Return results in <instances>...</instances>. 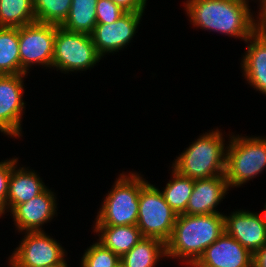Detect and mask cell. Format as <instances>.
Instances as JSON below:
<instances>
[{
  "label": "cell",
  "mask_w": 266,
  "mask_h": 267,
  "mask_svg": "<svg viewBox=\"0 0 266 267\" xmlns=\"http://www.w3.org/2000/svg\"><path fill=\"white\" fill-rule=\"evenodd\" d=\"M255 18L256 31L266 33V0L260 5L259 13Z\"/></svg>",
  "instance_id": "cell-29"
},
{
  "label": "cell",
  "mask_w": 266,
  "mask_h": 267,
  "mask_svg": "<svg viewBox=\"0 0 266 267\" xmlns=\"http://www.w3.org/2000/svg\"><path fill=\"white\" fill-rule=\"evenodd\" d=\"M93 228V231L99 234L98 242L120 258L144 238L137 225L93 226Z\"/></svg>",
  "instance_id": "cell-18"
},
{
  "label": "cell",
  "mask_w": 266,
  "mask_h": 267,
  "mask_svg": "<svg viewBox=\"0 0 266 267\" xmlns=\"http://www.w3.org/2000/svg\"><path fill=\"white\" fill-rule=\"evenodd\" d=\"M102 57L89 34L70 32L59 26L56 30L52 67L68 73L85 71L99 63Z\"/></svg>",
  "instance_id": "cell-7"
},
{
  "label": "cell",
  "mask_w": 266,
  "mask_h": 267,
  "mask_svg": "<svg viewBox=\"0 0 266 267\" xmlns=\"http://www.w3.org/2000/svg\"><path fill=\"white\" fill-rule=\"evenodd\" d=\"M229 185L225 175L194 180V188L189 198L187 215H208L220 213L216 211L217 205L228 193Z\"/></svg>",
  "instance_id": "cell-15"
},
{
  "label": "cell",
  "mask_w": 266,
  "mask_h": 267,
  "mask_svg": "<svg viewBox=\"0 0 266 267\" xmlns=\"http://www.w3.org/2000/svg\"><path fill=\"white\" fill-rule=\"evenodd\" d=\"M46 267H68V264H54V265L46 266Z\"/></svg>",
  "instance_id": "cell-31"
},
{
  "label": "cell",
  "mask_w": 266,
  "mask_h": 267,
  "mask_svg": "<svg viewBox=\"0 0 266 267\" xmlns=\"http://www.w3.org/2000/svg\"><path fill=\"white\" fill-rule=\"evenodd\" d=\"M1 74H21L18 27H0Z\"/></svg>",
  "instance_id": "cell-21"
},
{
  "label": "cell",
  "mask_w": 266,
  "mask_h": 267,
  "mask_svg": "<svg viewBox=\"0 0 266 267\" xmlns=\"http://www.w3.org/2000/svg\"><path fill=\"white\" fill-rule=\"evenodd\" d=\"M115 267H124V265L120 262Z\"/></svg>",
  "instance_id": "cell-34"
},
{
  "label": "cell",
  "mask_w": 266,
  "mask_h": 267,
  "mask_svg": "<svg viewBox=\"0 0 266 267\" xmlns=\"http://www.w3.org/2000/svg\"><path fill=\"white\" fill-rule=\"evenodd\" d=\"M172 179L163 188L162 194L165 201L177 214H184L194 188V180L180 175L172 168Z\"/></svg>",
  "instance_id": "cell-23"
},
{
  "label": "cell",
  "mask_w": 266,
  "mask_h": 267,
  "mask_svg": "<svg viewBox=\"0 0 266 267\" xmlns=\"http://www.w3.org/2000/svg\"><path fill=\"white\" fill-rule=\"evenodd\" d=\"M225 232L224 215H177L166 246V257L182 260L191 267L213 242Z\"/></svg>",
  "instance_id": "cell-2"
},
{
  "label": "cell",
  "mask_w": 266,
  "mask_h": 267,
  "mask_svg": "<svg viewBox=\"0 0 266 267\" xmlns=\"http://www.w3.org/2000/svg\"><path fill=\"white\" fill-rule=\"evenodd\" d=\"M146 181L137 173L122 172L104 198L94 225H137L140 191Z\"/></svg>",
  "instance_id": "cell-4"
},
{
  "label": "cell",
  "mask_w": 266,
  "mask_h": 267,
  "mask_svg": "<svg viewBox=\"0 0 266 267\" xmlns=\"http://www.w3.org/2000/svg\"><path fill=\"white\" fill-rule=\"evenodd\" d=\"M229 138L225 177L231 189L256 178L266 168V137L231 134Z\"/></svg>",
  "instance_id": "cell-5"
},
{
  "label": "cell",
  "mask_w": 266,
  "mask_h": 267,
  "mask_svg": "<svg viewBox=\"0 0 266 267\" xmlns=\"http://www.w3.org/2000/svg\"><path fill=\"white\" fill-rule=\"evenodd\" d=\"M176 218L177 214L165 201L160 189L147 181L141 187L137 218V227L143 237L156 238L166 243Z\"/></svg>",
  "instance_id": "cell-6"
},
{
  "label": "cell",
  "mask_w": 266,
  "mask_h": 267,
  "mask_svg": "<svg viewBox=\"0 0 266 267\" xmlns=\"http://www.w3.org/2000/svg\"><path fill=\"white\" fill-rule=\"evenodd\" d=\"M245 42L248 44L241 59L243 76L250 86L266 95V33L255 31Z\"/></svg>",
  "instance_id": "cell-16"
},
{
  "label": "cell",
  "mask_w": 266,
  "mask_h": 267,
  "mask_svg": "<svg viewBox=\"0 0 266 267\" xmlns=\"http://www.w3.org/2000/svg\"><path fill=\"white\" fill-rule=\"evenodd\" d=\"M191 267H253V254L224 232Z\"/></svg>",
  "instance_id": "cell-13"
},
{
  "label": "cell",
  "mask_w": 266,
  "mask_h": 267,
  "mask_svg": "<svg viewBox=\"0 0 266 267\" xmlns=\"http://www.w3.org/2000/svg\"><path fill=\"white\" fill-rule=\"evenodd\" d=\"M126 12L111 0H98L96 5V23L112 24Z\"/></svg>",
  "instance_id": "cell-26"
},
{
  "label": "cell",
  "mask_w": 266,
  "mask_h": 267,
  "mask_svg": "<svg viewBox=\"0 0 266 267\" xmlns=\"http://www.w3.org/2000/svg\"><path fill=\"white\" fill-rule=\"evenodd\" d=\"M225 232L237 240L252 254L266 244V221L263 214L246 210H237L224 214Z\"/></svg>",
  "instance_id": "cell-12"
},
{
  "label": "cell",
  "mask_w": 266,
  "mask_h": 267,
  "mask_svg": "<svg viewBox=\"0 0 266 267\" xmlns=\"http://www.w3.org/2000/svg\"><path fill=\"white\" fill-rule=\"evenodd\" d=\"M17 162L18 158L7 159L0 162V217L6 213L9 179L12 173V168L17 165Z\"/></svg>",
  "instance_id": "cell-27"
},
{
  "label": "cell",
  "mask_w": 266,
  "mask_h": 267,
  "mask_svg": "<svg viewBox=\"0 0 266 267\" xmlns=\"http://www.w3.org/2000/svg\"><path fill=\"white\" fill-rule=\"evenodd\" d=\"M184 4L194 27L244 41L256 31L250 6L241 0H187Z\"/></svg>",
  "instance_id": "cell-1"
},
{
  "label": "cell",
  "mask_w": 266,
  "mask_h": 267,
  "mask_svg": "<svg viewBox=\"0 0 266 267\" xmlns=\"http://www.w3.org/2000/svg\"><path fill=\"white\" fill-rule=\"evenodd\" d=\"M54 24L34 22L18 27L21 74H27L32 65L52 68L56 30Z\"/></svg>",
  "instance_id": "cell-8"
},
{
  "label": "cell",
  "mask_w": 266,
  "mask_h": 267,
  "mask_svg": "<svg viewBox=\"0 0 266 267\" xmlns=\"http://www.w3.org/2000/svg\"><path fill=\"white\" fill-rule=\"evenodd\" d=\"M55 193L46 188L42 193L17 205L10 213L18 232L42 231V225L48 223L57 214ZM56 212V213H55Z\"/></svg>",
  "instance_id": "cell-14"
},
{
  "label": "cell",
  "mask_w": 266,
  "mask_h": 267,
  "mask_svg": "<svg viewBox=\"0 0 266 267\" xmlns=\"http://www.w3.org/2000/svg\"><path fill=\"white\" fill-rule=\"evenodd\" d=\"M34 22L33 0H0V27H22Z\"/></svg>",
  "instance_id": "cell-22"
},
{
  "label": "cell",
  "mask_w": 266,
  "mask_h": 267,
  "mask_svg": "<svg viewBox=\"0 0 266 267\" xmlns=\"http://www.w3.org/2000/svg\"><path fill=\"white\" fill-rule=\"evenodd\" d=\"M36 22L61 26L67 19L72 0H33Z\"/></svg>",
  "instance_id": "cell-24"
},
{
  "label": "cell",
  "mask_w": 266,
  "mask_h": 267,
  "mask_svg": "<svg viewBox=\"0 0 266 267\" xmlns=\"http://www.w3.org/2000/svg\"><path fill=\"white\" fill-rule=\"evenodd\" d=\"M142 16L143 13L126 12L112 24H96L90 36L98 54L103 57L129 45Z\"/></svg>",
  "instance_id": "cell-11"
},
{
  "label": "cell",
  "mask_w": 266,
  "mask_h": 267,
  "mask_svg": "<svg viewBox=\"0 0 266 267\" xmlns=\"http://www.w3.org/2000/svg\"><path fill=\"white\" fill-rule=\"evenodd\" d=\"M243 3L249 5V0H241ZM265 0H259V4L261 5Z\"/></svg>",
  "instance_id": "cell-32"
},
{
  "label": "cell",
  "mask_w": 266,
  "mask_h": 267,
  "mask_svg": "<svg viewBox=\"0 0 266 267\" xmlns=\"http://www.w3.org/2000/svg\"><path fill=\"white\" fill-rule=\"evenodd\" d=\"M24 233L21 243L8 259L10 267H46L67 264L64 248L43 230Z\"/></svg>",
  "instance_id": "cell-9"
},
{
  "label": "cell",
  "mask_w": 266,
  "mask_h": 267,
  "mask_svg": "<svg viewBox=\"0 0 266 267\" xmlns=\"http://www.w3.org/2000/svg\"><path fill=\"white\" fill-rule=\"evenodd\" d=\"M98 0H72L70 12L61 27L70 32L91 34L96 23Z\"/></svg>",
  "instance_id": "cell-20"
},
{
  "label": "cell",
  "mask_w": 266,
  "mask_h": 267,
  "mask_svg": "<svg viewBox=\"0 0 266 267\" xmlns=\"http://www.w3.org/2000/svg\"><path fill=\"white\" fill-rule=\"evenodd\" d=\"M253 267H266V244L253 254Z\"/></svg>",
  "instance_id": "cell-30"
},
{
  "label": "cell",
  "mask_w": 266,
  "mask_h": 267,
  "mask_svg": "<svg viewBox=\"0 0 266 267\" xmlns=\"http://www.w3.org/2000/svg\"><path fill=\"white\" fill-rule=\"evenodd\" d=\"M163 257H166L165 243L156 238L144 237L120 258V262L124 267H156Z\"/></svg>",
  "instance_id": "cell-19"
},
{
  "label": "cell",
  "mask_w": 266,
  "mask_h": 267,
  "mask_svg": "<svg viewBox=\"0 0 266 267\" xmlns=\"http://www.w3.org/2000/svg\"><path fill=\"white\" fill-rule=\"evenodd\" d=\"M16 166L12 168L9 179L7 212H11L17 205L29 201L47 188L35 170H29V167L17 168Z\"/></svg>",
  "instance_id": "cell-17"
},
{
  "label": "cell",
  "mask_w": 266,
  "mask_h": 267,
  "mask_svg": "<svg viewBox=\"0 0 266 267\" xmlns=\"http://www.w3.org/2000/svg\"><path fill=\"white\" fill-rule=\"evenodd\" d=\"M26 74L0 75V132L12 138L22 136L24 77Z\"/></svg>",
  "instance_id": "cell-10"
},
{
  "label": "cell",
  "mask_w": 266,
  "mask_h": 267,
  "mask_svg": "<svg viewBox=\"0 0 266 267\" xmlns=\"http://www.w3.org/2000/svg\"><path fill=\"white\" fill-rule=\"evenodd\" d=\"M262 214H263L264 220L266 221V203H265L264 211H263Z\"/></svg>",
  "instance_id": "cell-33"
},
{
  "label": "cell",
  "mask_w": 266,
  "mask_h": 267,
  "mask_svg": "<svg viewBox=\"0 0 266 267\" xmlns=\"http://www.w3.org/2000/svg\"><path fill=\"white\" fill-rule=\"evenodd\" d=\"M125 12L144 13L147 0H111Z\"/></svg>",
  "instance_id": "cell-28"
},
{
  "label": "cell",
  "mask_w": 266,
  "mask_h": 267,
  "mask_svg": "<svg viewBox=\"0 0 266 267\" xmlns=\"http://www.w3.org/2000/svg\"><path fill=\"white\" fill-rule=\"evenodd\" d=\"M221 131L203 133L172 164L180 175L193 180L225 175L227 146Z\"/></svg>",
  "instance_id": "cell-3"
},
{
  "label": "cell",
  "mask_w": 266,
  "mask_h": 267,
  "mask_svg": "<svg viewBox=\"0 0 266 267\" xmlns=\"http://www.w3.org/2000/svg\"><path fill=\"white\" fill-rule=\"evenodd\" d=\"M118 263L120 257L98 240L85 250L81 258V267H115Z\"/></svg>",
  "instance_id": "cell-25"
}]
</instances>
